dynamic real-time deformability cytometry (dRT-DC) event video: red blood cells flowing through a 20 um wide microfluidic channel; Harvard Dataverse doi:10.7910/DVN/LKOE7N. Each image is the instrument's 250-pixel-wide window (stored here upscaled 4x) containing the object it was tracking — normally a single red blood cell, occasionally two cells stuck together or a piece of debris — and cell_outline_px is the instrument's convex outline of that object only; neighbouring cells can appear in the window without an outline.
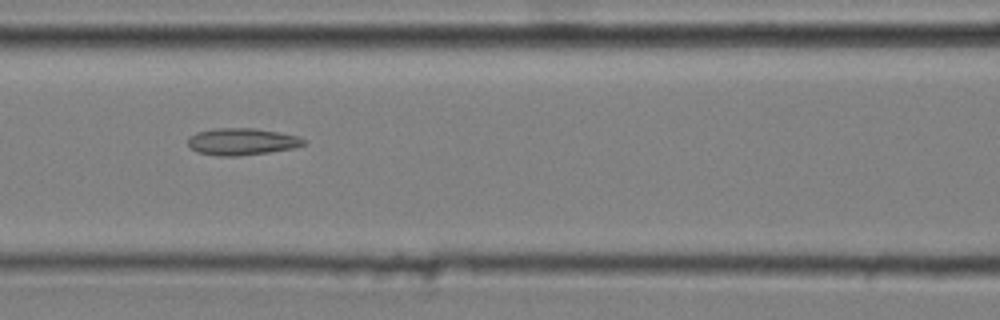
{"species": "common noctule bat (a hibernating species)", "species_latin": "Nyctalus noctula", "temperature_condition": "cold", "stored_images_in_passage": 4, "camera_frame_rate_fps": 3000, "um_per_image_px": 0.085, "animal": {"sex": "male", "body_mass_g": 20.4}, "frame": {"image": 1, "passage_image": 4, "time_ms": 1.0, "image_size_px": [1000, 320], "cell_outline_px": [[308, 144], [296, 148], [240, 156], [216, 156], [196, 152], [188, 144], [188, 136], [196, 132], [216, 128], [252, 128], [300, 136], [308, 140]], "centroid_in_image_um": [20.6, 12.04], "position_along_channel_um": 146.0, "area_um2": 18.44}}